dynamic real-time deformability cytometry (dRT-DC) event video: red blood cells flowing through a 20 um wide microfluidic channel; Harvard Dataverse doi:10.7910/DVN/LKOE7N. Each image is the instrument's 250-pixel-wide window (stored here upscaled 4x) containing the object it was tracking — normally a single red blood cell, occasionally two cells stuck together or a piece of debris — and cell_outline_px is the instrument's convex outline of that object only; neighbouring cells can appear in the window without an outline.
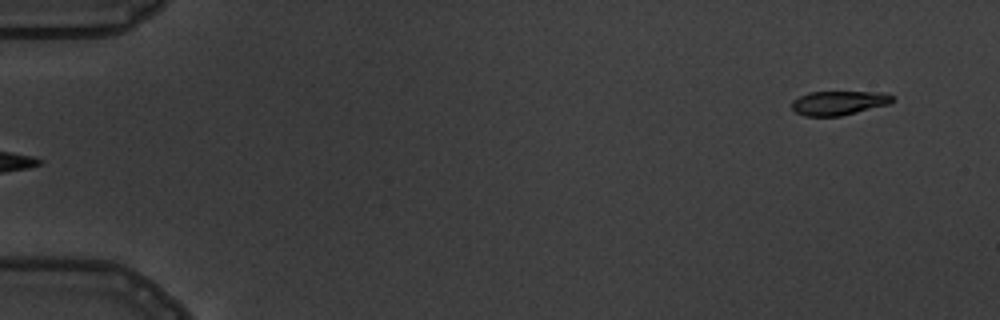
{"species": "common noctule bat (a hibernating species)", "species_latin": "Nyctalus noctula", "temperature_condition": "warm", "stored_images_in_passage": 6, "segment_of_instrument_passage": [2, 2], "camera_frame_rate_fps": 3000, "um_per_image_px": 0.085, "animal": {"sex": "male", "body_mass_g": 19.5, "forearm_length_mm": 54.6}, "frame": {"image": 1, "passage_image": 6, "time_ms": 6.667, "image_size_px": [1000, 320], "cell_outline_px": [[896, 96], [888, 104], [840, 116], [804, 116], [796, 112], [792, 108], [792, 100], [808, 92], [884, 92]], "centroid_in_image_um": [71.28, 8.74], "position_along_channel_um": 13.7, "area_um2": 14.1}}